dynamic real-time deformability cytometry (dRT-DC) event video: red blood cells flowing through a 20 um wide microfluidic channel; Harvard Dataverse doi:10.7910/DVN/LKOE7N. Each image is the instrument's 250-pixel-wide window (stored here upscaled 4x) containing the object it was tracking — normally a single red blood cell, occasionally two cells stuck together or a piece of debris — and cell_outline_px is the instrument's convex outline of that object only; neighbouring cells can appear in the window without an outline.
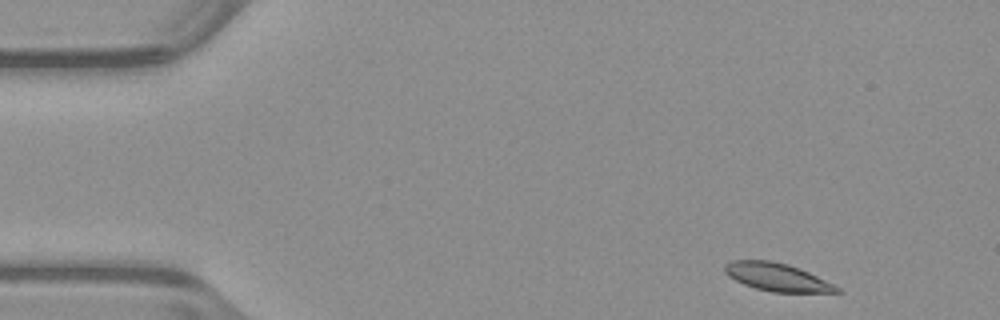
{"species": "common noctule bat (a hibernating species)", "species_latin": "Nyctalus noctula", "temperature_condition": "warm", "stored_images_in_passage": 49, "camera_frame_rate_fps": 3000, "um_per_image_px": 0.085, "animal": {"sex": "male", "body_mass_g": 23.1, "forearm_length_mm": 52.7}, "frame": {"image": 1, "passage_image": 2, "time_ms": 0.333, "image_size_px": [1000, 320], "cell_outline_px": [[844, 292], [772, 292], [756, 288], [744, 284], [728, 276], [724, 272], [724, 264], [732, 260], [768, 260], [788, 264], [800, 268], [840, 288]], "centroid_in_image_um": [66.01, 23.54], "position_along_channel_um": 19.0, "area_um2": 18.09}}
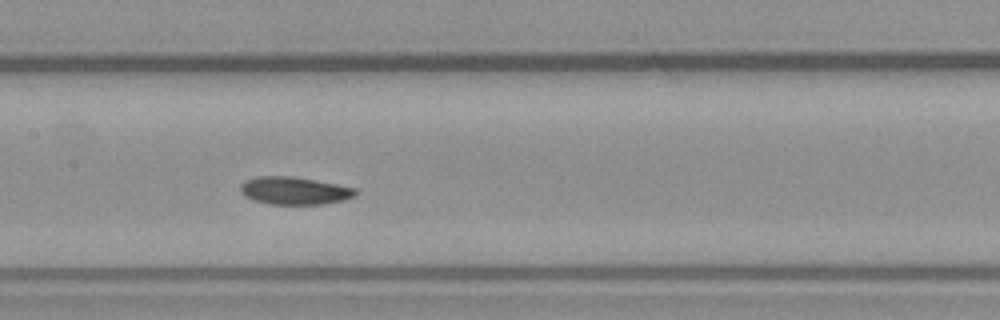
{"frame": {"image": 2, "passage_image": 22, "time_ms": 7.0, "image_size_px": [1000, 320], "cell_outline_px": [[360, 192], [356, 196], [344, 200], [320, 204], [268, 204], [252, 200], [244, 196], [240, 192], [240, 184], [244, 180], [256, 176], [292, 176], [336, 184], [356, 188]], "centroid_in_image_um": [25.0, 16.21], "position_along_channel_um": 182.4, "area_um2": 18.79}}
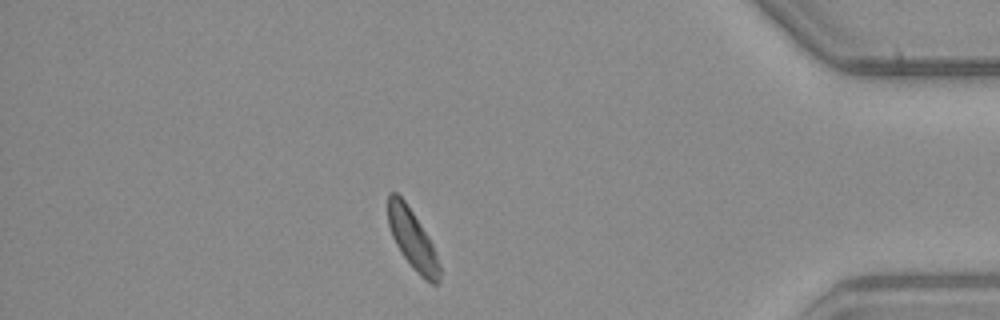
{"frame": {"image": 3, "passage_image": 42, "time_ms": 13.667, "image_size_px": [1000, 320], "cell_outline_px": [[440, 280], [436, 284], [432, 284], [424, 280], [412, 268], [396, 244], [392, 236], [388, 224], [388, 192], [396, 192], [404, 200], [428, 236], [432, 244], [440, 268]], "centroid_in_image_um": [35.05, 20.36], "position_along_channel_um": 400.2, "area_um2": 17.63}, "authors_computed_cell_mechanics": {"area_um2": 18.785, "velocity_mm_per_s": 3.9069, "shape_relaxation_time_tau1_ms": 2.5362, "shape_relaxation_time_tau2_ms": 2.2042, "deformation_change_tau1": 0.1055, "deformation_change_tau2": 0.073}}